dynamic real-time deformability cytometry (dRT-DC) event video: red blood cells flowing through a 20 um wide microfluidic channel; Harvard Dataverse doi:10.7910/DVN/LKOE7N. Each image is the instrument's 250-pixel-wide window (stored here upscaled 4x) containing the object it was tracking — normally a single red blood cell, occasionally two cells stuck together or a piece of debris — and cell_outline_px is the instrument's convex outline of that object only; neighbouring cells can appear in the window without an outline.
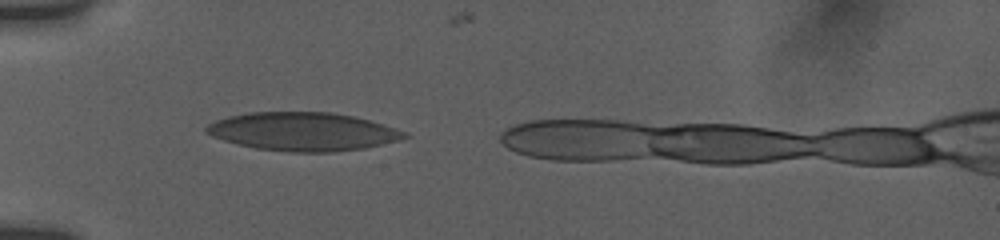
{"species": "human", "species_latin": "Homo sapiens", "temperature_condition": "room temperature", "stored_images_in_passage": 9, "camera_frame_rate_fps": 3000, "um_per_image_px": 0.085, "donor": {"sex": "female"}, "frame": {"image": 1, "passage_image": 2, "time_ms": 0.667, "image_size_px": [1000, 240], "cell_outline_px": [[408, 136], [396, 140], [364, 148], [332, 152], [288, 152], [256, 148], [236, 144], [212, 136], [204, 132], [204, 128], [208, 124], [216, 120], [228, 116], [248, 112], [332, 112], [352, 116], [368, 120], [404, 132]], "centroid_in_image_um": [25.65, 11.18], "position_along_channel_um": 59.4, "area_um2": 43.93}}